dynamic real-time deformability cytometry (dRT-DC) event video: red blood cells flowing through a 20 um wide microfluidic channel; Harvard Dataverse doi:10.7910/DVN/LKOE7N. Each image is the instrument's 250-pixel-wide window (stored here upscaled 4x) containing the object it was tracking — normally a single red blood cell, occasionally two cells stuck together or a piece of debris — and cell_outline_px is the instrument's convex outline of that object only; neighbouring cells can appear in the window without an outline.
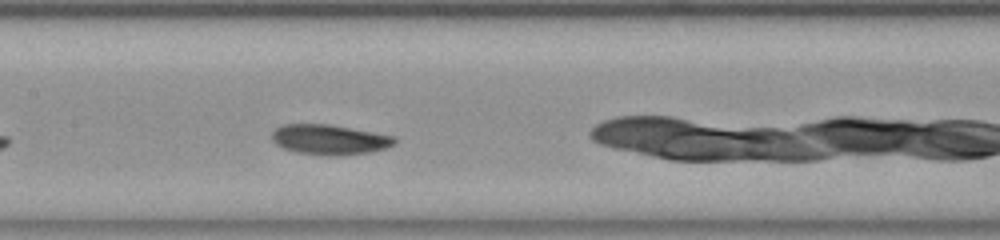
{"species": "common noctule bat (a hibernating species)", "species_latin": "Nyctalus noctula", "temperature_condition": "room temperature", "stored_images_in_passage": 32, "camera_frame_rate_fps": 3000, "um_per_image_px": 0.085, "animal": {"sex": "female", "body_mass_g": 23.0, "forearm_length_mm": 53.4}, "frame": {"image": 1, "passage_image": 10, "time_ms": 3.0, "image_size_px": [1000, 240], "cell_outline_px": [[396, 140], [392, 144], [384, 148], [368, 152], [336, 156], [328, 156], [300, 152], [284, 148], [276, 144], [272, 140], [272, 132], [276, 128], [284, 124], [328, 124], [396, 136]], "centroid_in_image_um": [27.99, 11.86], "position_along_channel_um": 179.4, "area_um2": 21.21}}
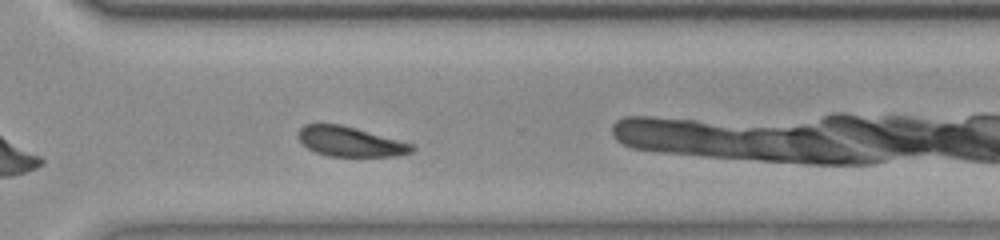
{"frame": {"image": 2, "passage_image": 23, "time_ms": 7.333, "image_size_px": [1000, 240], "cell_outline_px": [[416, 148], [412, 152], [396, 156], [328, 156], [316, 152], [308, 148], [300, 140], [300, 128], [304, 124], [340, 124], [356, 128], [412, 144]], "centroid_in_image_um": [29.78, 12.04], "position_along_channel_um": 340.8, "area_um2": 19.42}, "authors_computed_cell_mechanics": {"area_um2": 20.3456, "velocity_mm_per_s": 3.7226, "shape_relaxation_time_tau1_ms": 2.3048, "shape_relaxation_time_tau2_ms": null, "deformation_change_tau1": 0.0632, "deformation_change_tau2": null}}